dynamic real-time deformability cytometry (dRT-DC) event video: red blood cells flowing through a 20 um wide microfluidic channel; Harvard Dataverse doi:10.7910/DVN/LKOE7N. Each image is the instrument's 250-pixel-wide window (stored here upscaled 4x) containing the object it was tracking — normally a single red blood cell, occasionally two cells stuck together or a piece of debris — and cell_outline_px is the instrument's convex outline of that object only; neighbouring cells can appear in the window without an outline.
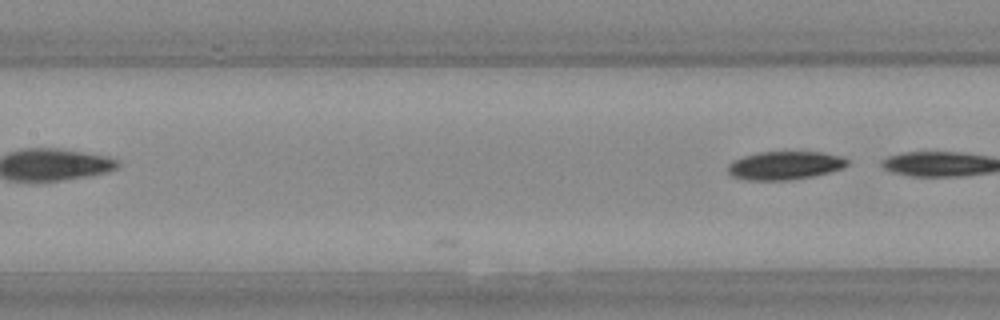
{"species": "Egyptian fruit bat (a non-hibernating species)", "species_latin": "Rousettus aegyptiacus", "temperature_condition": "warm", "stored_images_in_passage": 9, "segment_of_instrument_passage": [2, 2], "camera_frame_rate_fps": 3000, "um_per_image_px": 0.085, "animal": {"sex": "female"}, "frame": {"image": 1, "passage_image": 9, "time_ms": 2.667, "image_size_px": [1000, 320], "cell_outline_px": [[848, 164], [840, 168], [828, 172], [812, 176], [788, 180], [748, 180], [732, 176], [728, 172], [728, 164], [732, 160], [744, 156], [760, 152], [820, 152], [844, 156], [848, 160]], "centroid_in_image_um": [66.69, 14.06], "position_along_channel_um": 140.7, "area_um2": 19.59}}